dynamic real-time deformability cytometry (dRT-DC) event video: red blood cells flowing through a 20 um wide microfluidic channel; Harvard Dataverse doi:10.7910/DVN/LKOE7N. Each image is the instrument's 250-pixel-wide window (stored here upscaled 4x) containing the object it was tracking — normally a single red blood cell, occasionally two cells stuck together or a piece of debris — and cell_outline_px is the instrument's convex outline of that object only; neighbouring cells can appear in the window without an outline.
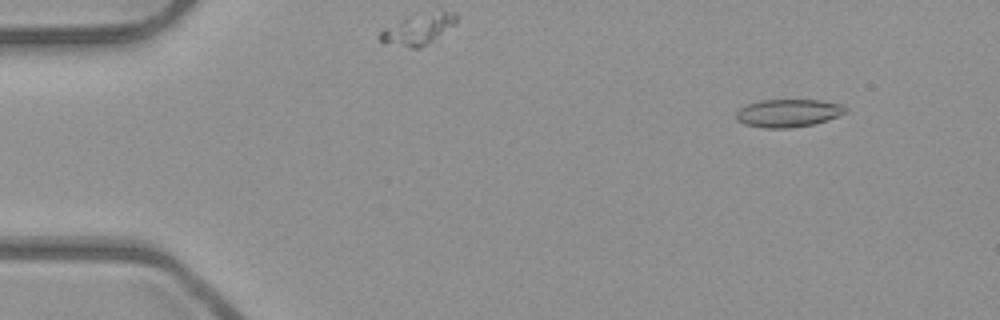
{"species": "common noctule bat (a hibernating species)", "species_latin": "Nyctalus noctula", "temperature_condition": "room temperature", "stored_images_in_passage": 48, "camera_frame_rate_fps": 3000, "um_per_image_px": 0.085, "animal": {"sex": "male", "body_mass_g": 23.1, "forearm_length_mm": 52.7}, "frame": {"image": 1, "passage_image": 1, "time_ms": 0.0, "image_size_px": [1000, 320], "cell_outline_px": [[848, 108], [844, 112], [828, 120], [812, 124], [788, 128], [764, 128], [744, 124], [736, 120], [736, 112], [740, 108], [748, 104], [760, 100], [820, 100], [844, 104]], "centroid_in_image_um": [66.99, 9.6], "position_along_channel_um": 18.0, "area_um2": 17.74}}
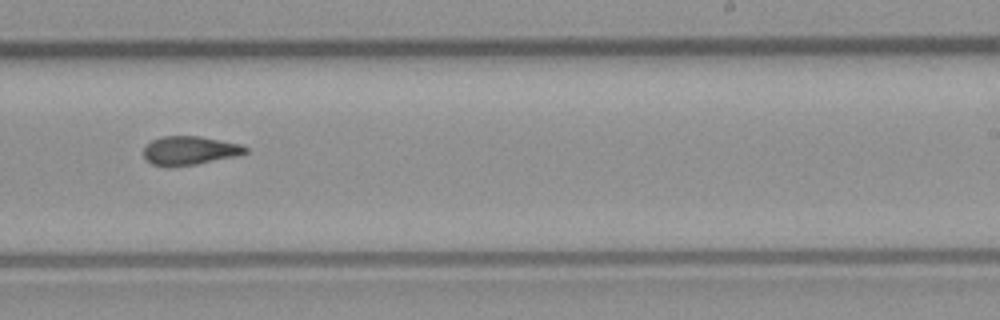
{"frame": {"image": 2, "passage_image": 28, "time_ms": 9.0, "image_size_px": [1000, 320], "cell_outline_px": [[248, 152], [240, 156], [196, 164], [168, 168], [164, 168], [152, 164], [144, 156], [144, 148], [152, 140], [164, 136], [200, 136], [240, 144], [248, 148]], "centroid_in_image_um": [16.14, 12.82], "position_along_channel_um": 272.9, "area_um2": 17.28}}
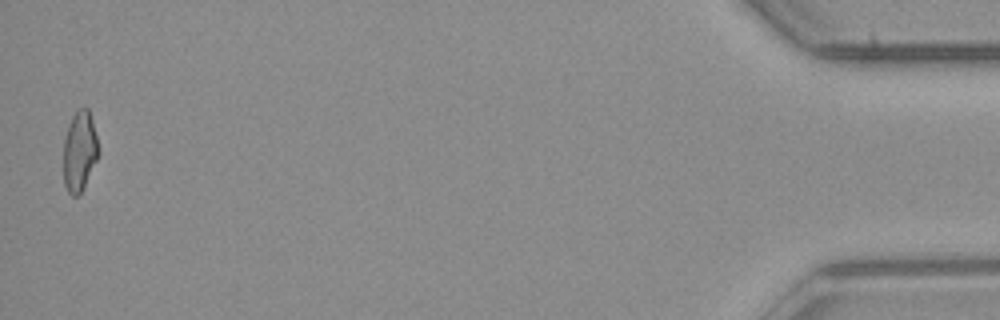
{"frame": {"image": 3, "passage_image": 47, "time_ms": 15.333, "image_size_px": [1000, 320], "cell_outline_px": [[100, 152], [80, 192], [76, 196], [72, 196], [68, 192], [64, 184], [64, 140], [68, 124], [72, 116], [80, 108], [88, 108], [92, 120]], "centroid_in_image_um": [6.75, 12.83], "position_along_channel_um": 428.4, "area_um2": 16.01}, "authors_computed_cell_mechanics": {"area_um2": 17.2533, "velocity_mm_per_s": 3.9859, "shape_relaxation_time_tau1_ms": null, "shape_relaxation_time_tau2_ms": 2.9453, "deformation_change_tau1": null, "deformation_change_tau2": 0.1054}}